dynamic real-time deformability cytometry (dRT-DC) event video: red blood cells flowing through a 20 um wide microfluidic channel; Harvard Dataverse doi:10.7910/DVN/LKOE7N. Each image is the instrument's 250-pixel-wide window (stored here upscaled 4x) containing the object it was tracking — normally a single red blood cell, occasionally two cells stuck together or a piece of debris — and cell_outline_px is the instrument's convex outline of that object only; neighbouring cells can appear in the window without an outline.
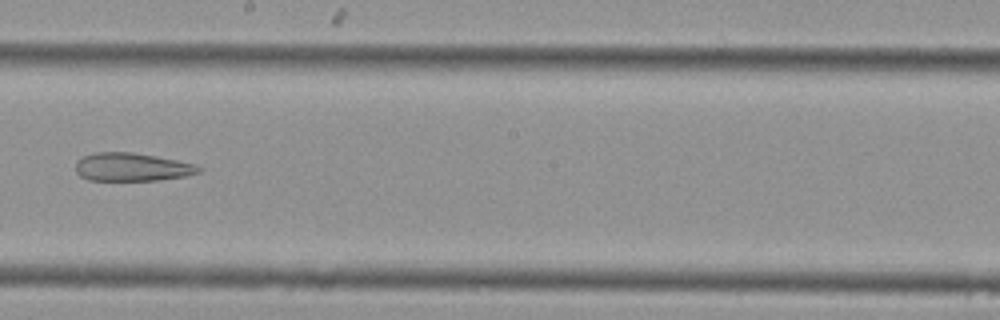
{"species": "Egyptian fruit bat (a non-hibernating species)", "species_latin": "Rousettus aegyptiacus", "temperature_condition": "cold", "stored_images_in_passage": 11, "camera_frame_rate_fps": 3000, "um_per_image_px": 0.085, "animal": {"sex": "female"}, "frame": {"image": 1, "passage_image": 10, "time_ms": 3.0, "image_size_px": [1000, 320], "cell_outline_px": [[204, 168], [200, 172], [188, 176], [160, 180], [88, 180], [80, 176], [76, 172], [76, 160], [84, 156], [96, 152], [132, 152], [156, 156], [196, 164]], "centroid_in_image_um": [11.25, 14.2], "position_along_channel_um": 237.0, "area_um2": 20.4}}